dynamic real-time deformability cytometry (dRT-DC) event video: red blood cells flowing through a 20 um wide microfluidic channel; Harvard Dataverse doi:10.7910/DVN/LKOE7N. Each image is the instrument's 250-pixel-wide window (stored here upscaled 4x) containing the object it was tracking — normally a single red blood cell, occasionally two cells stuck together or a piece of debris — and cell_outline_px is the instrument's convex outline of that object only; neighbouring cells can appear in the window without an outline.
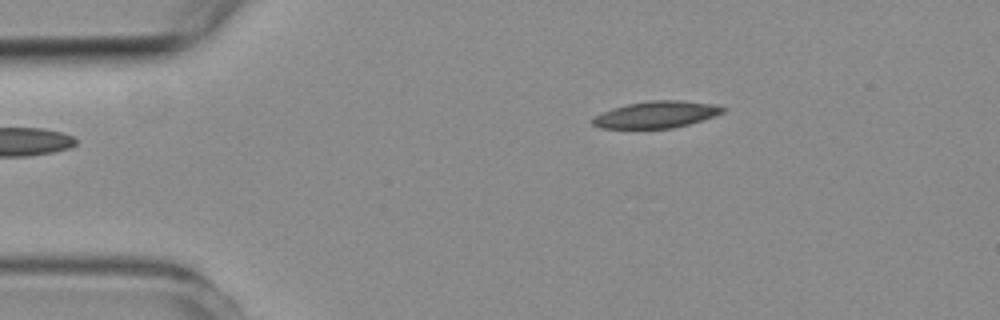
{"species": "common noctule bat (a hibernating species)", "species_latin": "Nyctalus noctula", "temperature_condition": "room temperature", "stored_images_in_passage": 4, "camera_frame_rate_fps": 3000, "um_per_image_px": 0.085, "animal": {"sex": "female", "body_mass_g": 19.3, "forearm_length_mm": 54.1}, "frame": {"image": 1, "passage_image": 1, "time_ms": 0.0, "image_size_px": [1000, 320], "cell_outline_px": [[728, 108], [724, 112], [716, 116], [688, 124], [672, 128], [600, 128], [592, 124], [592, 120], [596, 116], [612, 108], [628, 104], [648, 100], [680, 100], [716, 104]], "centroid_in_image_um": [55.85, 9.73], "position_along_channel_um": 29.1, "area_um2": 20.29}}
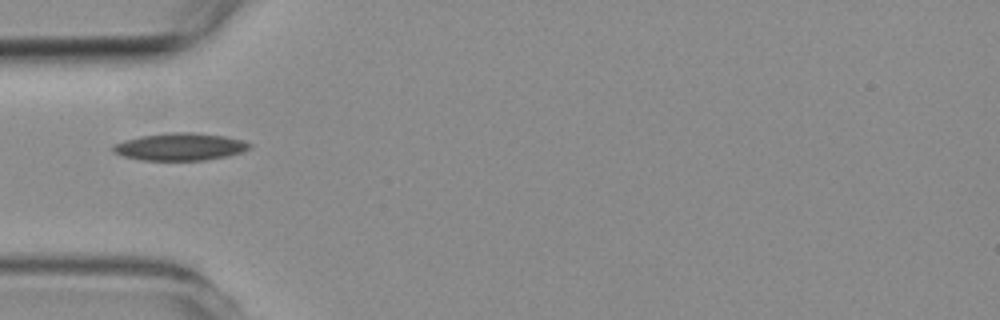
{"frame": {"image": 2, "passage_image": 3, "time_ms": 2.333, "image_size_px": [1000, 320], "cell_outline_px": [[252, 144], [248, 148], [240, 152], [228, 156], [204, 160], [140, 160], [124, 156], [112, 152], [112, 148], [116, 144], [124, 140], [140, 136], [168, 132], [192, 132], [224, 136], [244, 140]], "centroid_in_image_um": [15.29, 12.47], "position_along_channel_um": 69.7, "area_um2": 21.73}}
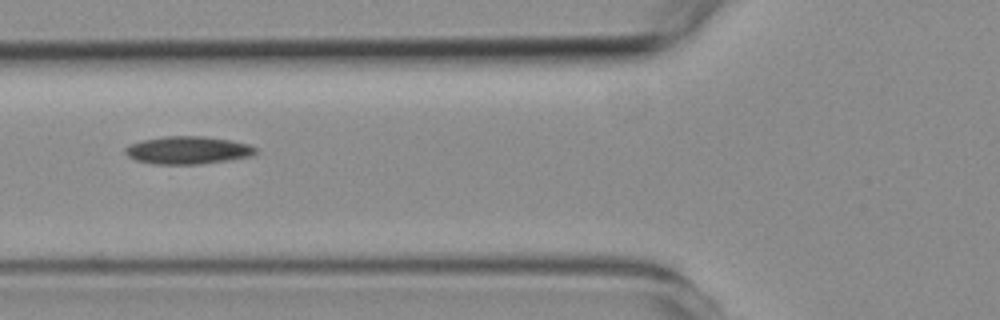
{"frame": {"image": 3, "passage_image": 4, "time_ms": 3.333, "image_size_px": [1000, 320], "cell_outline_px": [[256, 152], [252, 156], [228, 160], [200, 164], [152, 164], [136, 160], [128, 156], [124, 152], [124, 148], [132, 144], [144, 140], [168, 136], [200, 136], [232, 140], [248, 144], [256, 148]], "centroid_in_image_um": [15.98, 12.77], "position_along_channel_um": 109.8, "area_um2": 20.92}}